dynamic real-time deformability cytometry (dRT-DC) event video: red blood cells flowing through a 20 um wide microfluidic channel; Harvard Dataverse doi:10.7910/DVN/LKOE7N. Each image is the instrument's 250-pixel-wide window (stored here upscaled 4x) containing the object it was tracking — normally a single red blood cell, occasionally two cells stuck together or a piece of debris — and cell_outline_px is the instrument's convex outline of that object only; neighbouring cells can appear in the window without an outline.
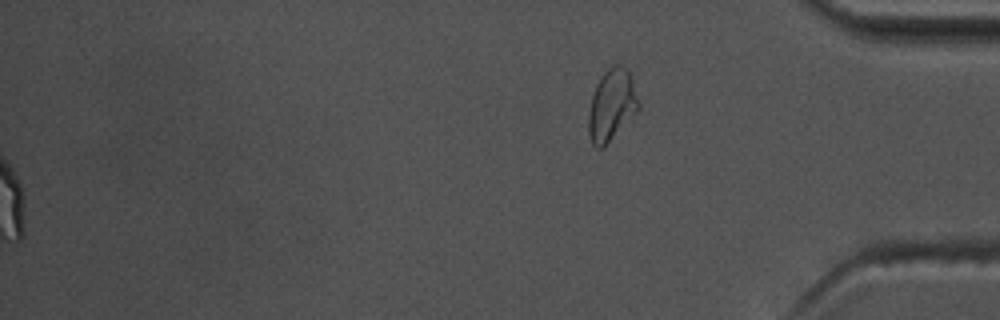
{"species": "common noctule bat (a hibernating species)", "species_latin": "Nyctalus noctula", "temperature_condition": "warm", "stored_images_in_passage": 58, "segment_of_instrument_passage": [2, 2], "camera_frame_rate_fps": 3000, "um_per_image_px": 0.085, "animal": {"sex": "male", "body_mass_g": 17.5, "forearm_length_mm": 52.3}, "frame": {"image": 1, "passage_image": 58, "time_ms": 19.0, "image_size_px": [1000, 320], "cell_outline_px": [[640, 112], [604, 148], [596, 148], [592, 144], [588, 132], [588, 112], [592, 96], [596, 84], [604, 72], [612, 64], [620, 64], [628, 68], [640, 104]], "centroid_in_image_um": [52.02, 8.97], "position_along_channel_um": 383.2, "area_um2": 21.56}}